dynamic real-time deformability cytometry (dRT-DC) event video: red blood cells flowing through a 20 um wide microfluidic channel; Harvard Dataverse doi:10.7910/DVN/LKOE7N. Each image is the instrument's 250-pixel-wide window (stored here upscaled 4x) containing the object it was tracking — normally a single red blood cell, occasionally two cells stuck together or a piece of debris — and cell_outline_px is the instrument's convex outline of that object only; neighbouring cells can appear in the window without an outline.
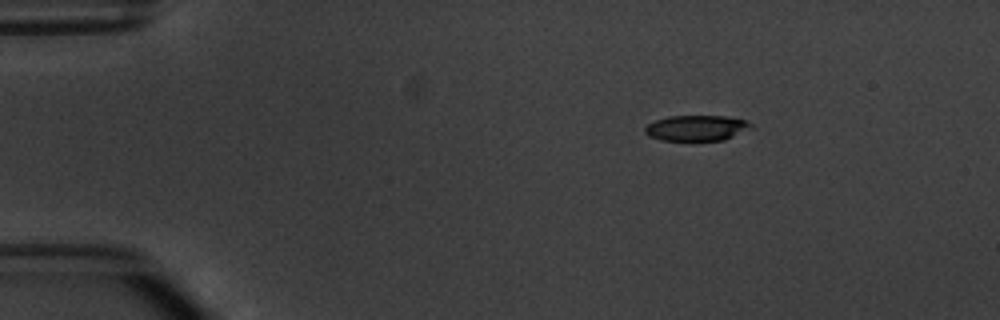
{"species": "common noctule bat (a hibernating species)", "species_latin": "Nyctalus noctula", "temperature_condition": "warm", "stored_images_in_passage": 6, "camera_frame_rate_fps": 3000, "um_per_image_px": 0.085, "animal": {"sex": "male", "body_mass_g": 20.1, "forearm_length_mm": 53.5}, "frame": {"image": 1, "passage_image": 6, "time_ms": 6.667, "image_size_px": [1000, 320], "cell_outline_px": [[752, 124], [732, 136], [724, 140], [660, 140], [648, 136], [644, 132], [644, 128], [648, 124], [656, 120], [668, 116], [724, 116], [748, 120]], "centroid_in_image_um": [59.12, 10.87], "position_along_channel_um": 25.9, "area_um2": 15.49}}